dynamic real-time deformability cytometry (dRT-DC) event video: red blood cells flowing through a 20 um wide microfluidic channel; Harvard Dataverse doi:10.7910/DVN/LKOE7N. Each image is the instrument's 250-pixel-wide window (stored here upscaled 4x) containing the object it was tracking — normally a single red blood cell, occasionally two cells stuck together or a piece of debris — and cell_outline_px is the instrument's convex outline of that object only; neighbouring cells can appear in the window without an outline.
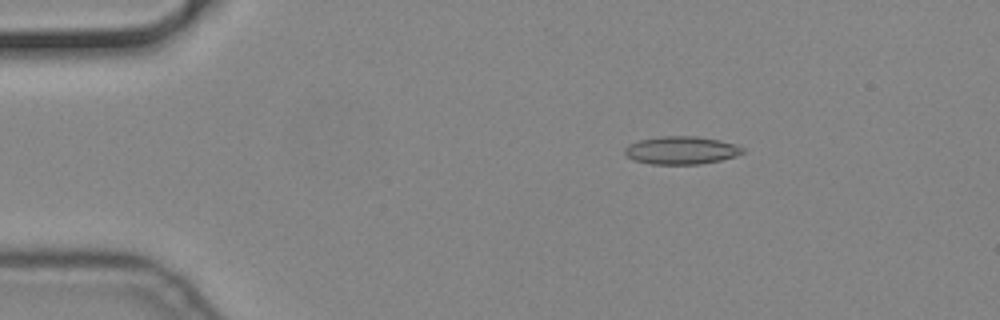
{"species": "common noctule bat (a hibernating species)", "species_latin": "Nyctalus noctula", "temperature_condition": "cold", "stored_images_in_passage": 57, "camera_frame_rate_fps": 3000, "um_per_image_px": 0.085, "animal": {"sex": "male", "body_mass_g": 19.2, "forearm_length_mm": 51.8}, "frame": {"image": 1, "passage_image": 10, "time_ms": 3.0, "image_size_px": [1000, 320], "cell_outline_px": [[744, 152], [736, 156], [720, 160], [700, 164], [652, 164], [632, 160], [624, 152], [624, 148], [628, 144], [640, 140], [660, 136], [696, 136], [720, 140], [736, 144], [744, 148]], "centroid_in_image_um": [57.91, 12.77], "position_along_channel_um": 27.1, "area_um2": 19.25}}
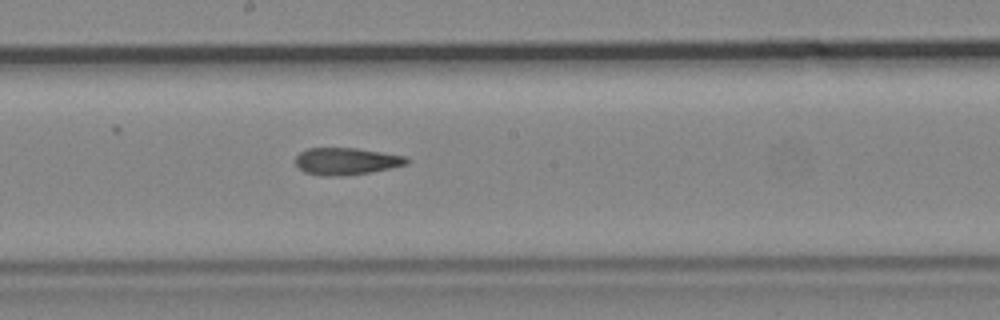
{"frame": {"image": 2, "passage_image": 31, "time_ms": 10.0, "image_size_px": [1000, 320], "cell_outline_px": [[412, 160], [408, 164], [392, 168], [372, 172], [344, 176], [320, 176], [304, 172], [296, 164], [296, 156], [300, 152], [308, 148], [356, 148], [408, 156]], "centroid_in_image_um": [29.49, 13.71], "position_along_channel_um": 218.7, "area_um2": 17.86}}
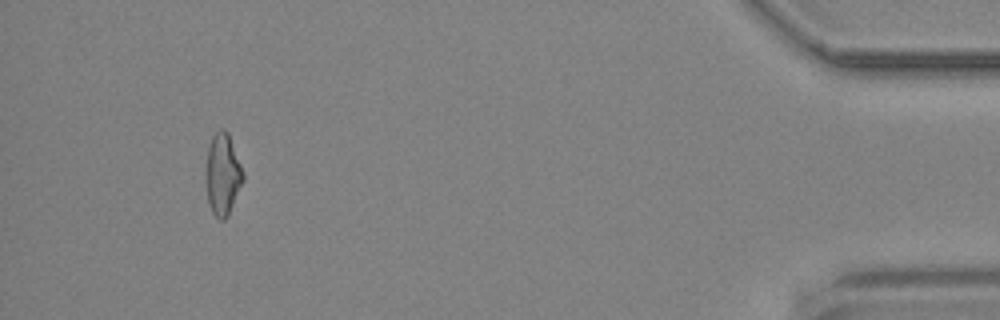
{"frame": {"image": 3, "passage_image": 53, "time_ms": 17.333, "image_size_px": [1000, 320], "cell_outline_px": [[244, 180], [228, 216], [224, 220], [220, 220], [212, 212], [208, 204], [204, 176], [208, 148], [212, 136], [220, 128], [224, 128], [228, 132], [244, 172]], "centroid_in_image_um": [18.91, 14.82], "position_along_channel_um": 416.3, "area_um2": 18.09}}